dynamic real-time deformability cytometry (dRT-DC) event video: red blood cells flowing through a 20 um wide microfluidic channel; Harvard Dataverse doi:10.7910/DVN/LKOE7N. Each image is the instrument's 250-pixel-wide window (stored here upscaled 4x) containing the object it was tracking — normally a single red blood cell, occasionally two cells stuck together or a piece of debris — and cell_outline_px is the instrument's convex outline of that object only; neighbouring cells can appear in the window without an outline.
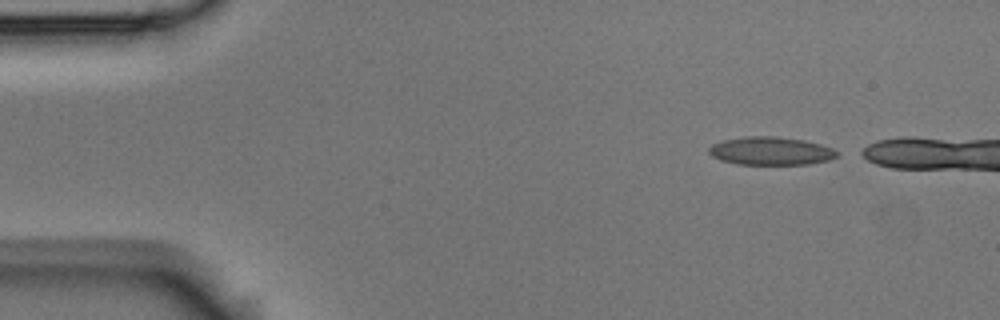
{"species": "Egyptian fruit bat (a non-hibernating species)", "species_latin": "Rousettus aegyptiacus", "temperature_condition": "room temperature", "stored_images_in_passage": 3, "camera_frame_rate_fps": 3000, "um_per_image_px": 0.085, "animal": {"sex": "male"}, "frame": {"image": 1, "passage_image": 1, "time_ms": 0.0, "image_size_px": [1000, 320], "cell_outline_px": [[840, 152], [836, 156], [828, 160], [808, 164], [736, 164], [720, 160], [712, 156], [708, 152], [708, 148], [712, 144], [724, 140], [744, 136], [776, 136], [804, 140], [820, 144], [832, 148]], "centroid_in_image_um": [65.5, 12.83], "position_along_channel_um": 19.5, "area_um2": 21.04}}